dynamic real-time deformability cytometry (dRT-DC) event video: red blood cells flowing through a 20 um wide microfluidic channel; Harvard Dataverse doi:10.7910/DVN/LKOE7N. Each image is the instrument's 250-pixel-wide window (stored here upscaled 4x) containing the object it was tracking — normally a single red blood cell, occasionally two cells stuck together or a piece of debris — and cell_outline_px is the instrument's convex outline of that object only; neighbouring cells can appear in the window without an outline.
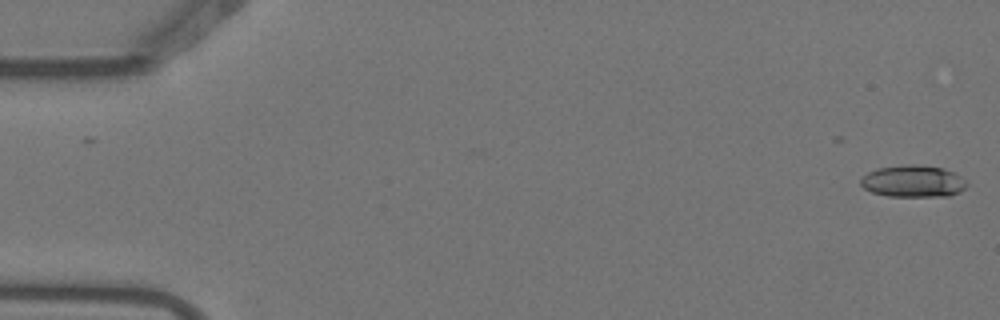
{"species": "Egyptian fruit bat (a non-hibernating species)", "species_latin": "Rousettus aegyptiacus", "temperature_condition": "warm", "stored_images_in_passage": 6, "camera_frame_rate_fps": 3000, "um_per_image_px": 0.085, "animal": {"sex": "female"}, "frame": {"image": 1, "passage_image": 1, "time_ms": 0.0, "image_size_px": [1000, 320], "cell_outline_px": [[968, 184], [960, 192], [948, 196], [888, 196], [872, 192], [864, 188], [860, 184], [860, 180], [868, 172], [876, 168], [908, 164], [916, 164], [944, 168], [960, 176]], "centroid_in_image_um": [77.6, 15.4], "position_along_channel_um": 7.4, "area_um2": 19.71}}